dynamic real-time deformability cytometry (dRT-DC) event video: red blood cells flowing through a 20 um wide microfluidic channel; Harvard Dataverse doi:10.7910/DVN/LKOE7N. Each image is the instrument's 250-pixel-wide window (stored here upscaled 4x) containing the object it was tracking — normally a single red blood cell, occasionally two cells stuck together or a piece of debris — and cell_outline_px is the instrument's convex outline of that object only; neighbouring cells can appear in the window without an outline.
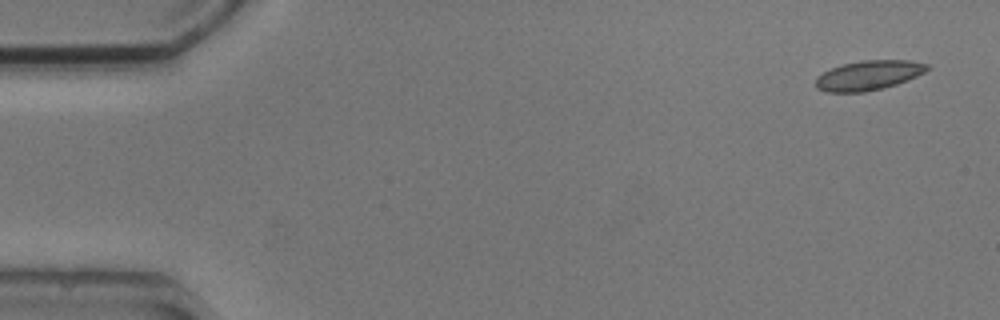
{"species": "common noctule bat (a hibernating species)", "species_latin": "Nyctalus noctula", "temperature_condition": "cold", "stored_images_in_passage": 5, "camera_frame_rate_fps": 3000, "um_per_image_px": 0.085, "animal": {"sex": "male", "body_mass_g": 20.5, "forearm_length_mm": 52.5}, "frame": {"image": 1, "passage_image": 1, "time_ms": 0.0, "image_size_px": [1000, 320], "cell_outline_px": [[932, 68], [908, 80], [896, 84], [864, 92], [828, 92], [816, 88], [816, 76], [832, 68], [844, 64], [860, 60], [908, 60], [928, 64]], "centroid_in_image_um": [73.84, 6.39], "position_along_channel_um": 11.2, "area_um2": 19.13}}
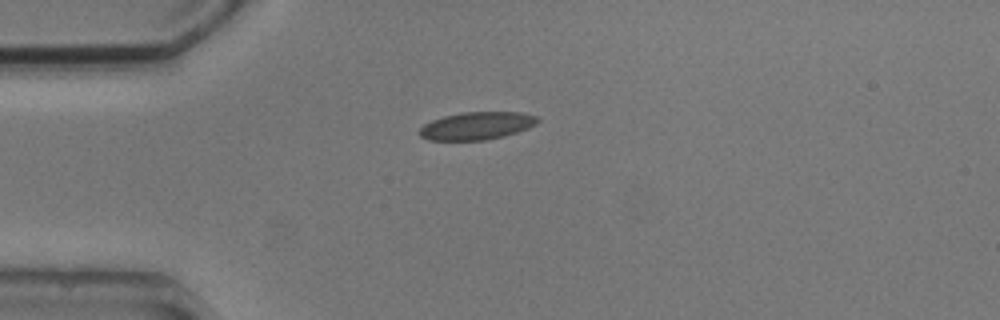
{"frame": {"image": 2, "passage_image": 4, "time_ms": 3.667, "image_size_px": [1000, 320], "cell_outline_px": [[540, 120], [536, 124], [528, 128], [504, 136], [484, 140], [428, 140], [420, 136], [420, 128], [424, 124], [432, 120], [444, 116], [460, 112], [520, 112], [536, 116]], "centroid_in_image_um": [40.52, 10.69], "position_along_channel_um": 44.5, "area_um2": 19.02}}